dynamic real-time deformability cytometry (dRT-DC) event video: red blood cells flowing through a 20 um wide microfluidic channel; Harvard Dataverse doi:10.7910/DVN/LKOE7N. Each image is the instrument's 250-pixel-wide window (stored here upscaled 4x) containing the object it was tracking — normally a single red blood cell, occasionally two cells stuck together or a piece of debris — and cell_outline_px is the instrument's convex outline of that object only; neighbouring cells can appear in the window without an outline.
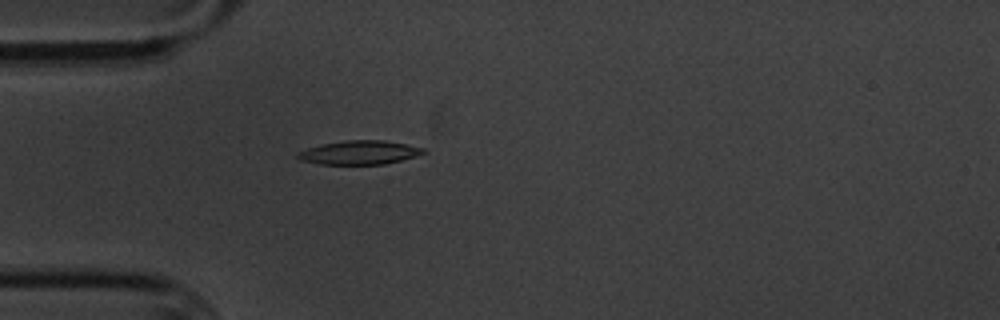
{"species": "common noctule bat (a hibernating species)", "species_latin": "Nyctalus noctula", "temperature_condition": "cold", "stored_images_in_passage": 2, "camera_frame_rate_fps": 3000, "um_per_image_px": 0.085, "animal": {"sex": "male", "body_mass_g": 20.1, "forearm_length_mm": 53.5}, "frame": {"image": 1, "passage_image": 2, "time_ms": 1.0, "image_size_px": [1000, 320], "cell_outline_px": [[428, 152], [416, 156], [384, 164], [320, 164], [300, 160], [296, 156], [296, 152], [308, 148], [324, 144], [344, 140], [384, 140], [424, 148]], "centroid_in_image_um": [30.54, 12.96], "position_along_channel_um": 54.5, "area_um2": 17.34}}